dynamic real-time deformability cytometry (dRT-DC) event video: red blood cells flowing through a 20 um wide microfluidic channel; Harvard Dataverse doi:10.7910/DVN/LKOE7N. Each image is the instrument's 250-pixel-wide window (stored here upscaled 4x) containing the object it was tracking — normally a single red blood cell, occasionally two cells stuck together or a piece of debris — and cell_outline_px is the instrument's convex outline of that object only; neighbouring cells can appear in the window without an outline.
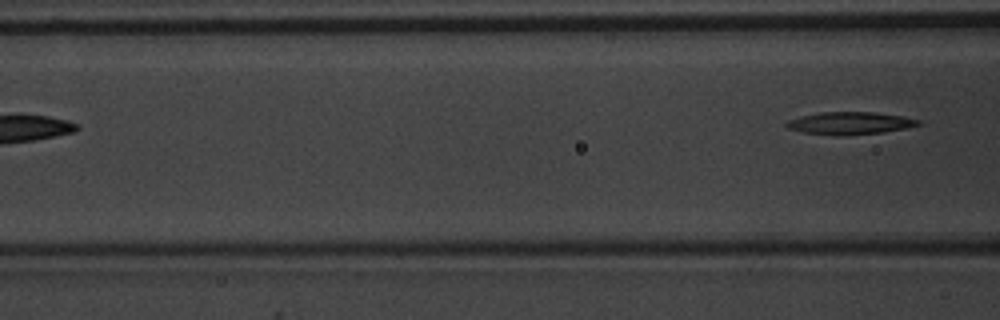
{"species": "common noctule bat (a hibernating species)", "species_latin": "Nyctalus noctula", "temperature_condition": "warm", "stored_images_in_passage": 6, "camera_frame_rate_fps": 3000, "um_per_image_px": 0.085, "animal": {"sex": "male", "body_mass_g": 20.1, "forearm_length_mm": 53.5}, "frame": {"image": 1, "passage_image": 6, "time_ms": 1.667, "image_size_px": [1000, 320], "cell_outline_px": [[920, 124], [904, 128], [884, 132], [836, 136], [804, 132], [788, 128], [784, 124], [788, 120], [800, 116], [820, 112], [876, 112], [904, 116], [920, 120]], "centroid_in_image_um": [72.23, 10.46], "position_along_channel_um": 94.4, "area_um2": 17.22}}